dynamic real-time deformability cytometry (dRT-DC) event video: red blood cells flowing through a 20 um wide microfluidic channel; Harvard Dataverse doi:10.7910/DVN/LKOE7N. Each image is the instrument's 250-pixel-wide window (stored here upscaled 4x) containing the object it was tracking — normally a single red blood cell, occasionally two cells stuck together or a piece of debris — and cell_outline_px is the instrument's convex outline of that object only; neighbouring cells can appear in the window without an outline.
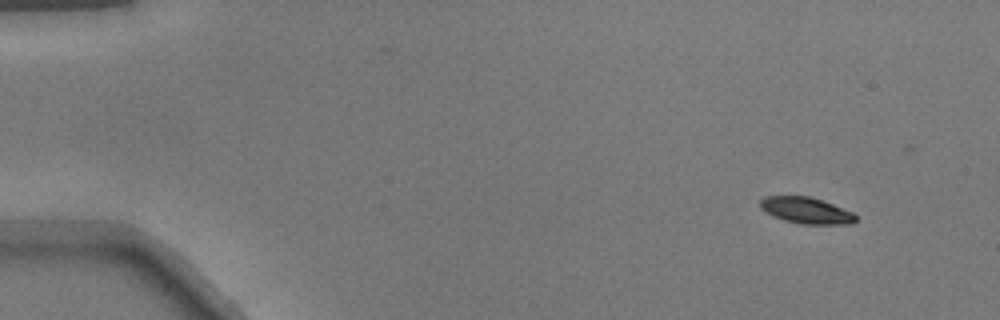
{"species": "common noctule bat (a hibernating species)", "species_latin": "Nyctalus noctula", "temperature_condition": "warm", "stored_images_in_passage": 47, "camera_frame_rate_fps": 3000, "um_per_image_px": 0.085, "animal": {"sex": "male", "body_mass_g": 17.9}, "frame": {"image": 1, "passage_image": 1, "time_ms": 0.0, "image_size_px": [1000, 320], "cell_outline_px": [[856, 220], [852, 224], [800, 224], [784, 220], [772, 216], [760, 208], [760, 200], [764, 196], [808, 196], [832, 204], [852, 212], [856, 216]], "centroid_in_image_um": [68.5, 17.89], "position_along_channel_um": 16.5, "area_um2": 14.57}}
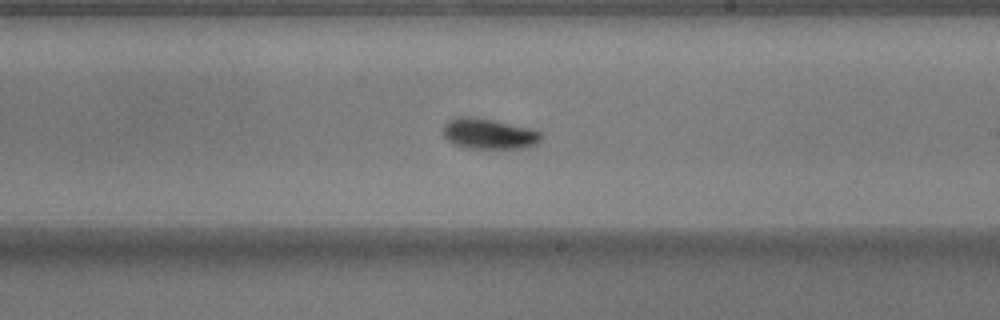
{"frame": {"image": 2, "passage_image": 27, "time_ms": 8.667, "image_size_px": [1000, 320], "cell_outline_px": [[540, 140], [536, 144], [520, 148], [472, 148], [456, 144], [448, 140], [444, 136], [444, 124], [448, 120], [460, 116], [472, 116], [492, 120], [528, 128], [540, 132]], "centroid_in_image_um": [41.52, 11.36], "position_along_channel_um": 247.5, "area_um2": 16.99}}
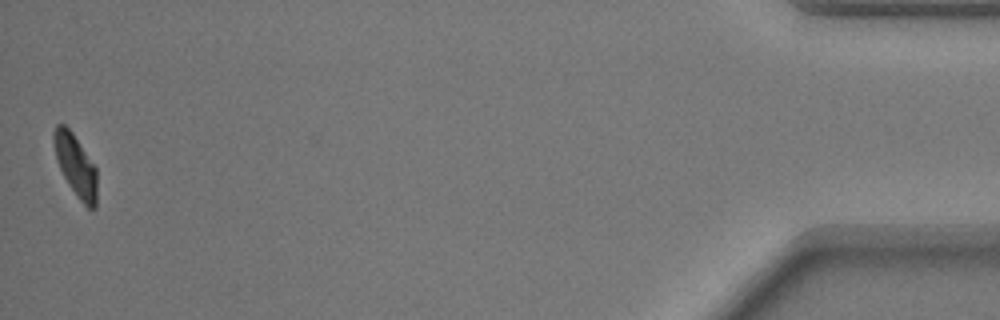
{"frame": {"image": 3, "passage_image": 47, "time_ms": 15.333, "image_size_px": [1000, 320], "cell_outline_px": [[96, 208], [88, 208], [76, 196], [64, 176], [60, 168], [56, 156], [52, 140], [52, 132], [56, 124], [64, 124], [72, 132], [96, 168]], "centroid_in_image_um": [6.41, 14.04], "position_along_channel_um": 428.8, "area_um2": 15.32}}